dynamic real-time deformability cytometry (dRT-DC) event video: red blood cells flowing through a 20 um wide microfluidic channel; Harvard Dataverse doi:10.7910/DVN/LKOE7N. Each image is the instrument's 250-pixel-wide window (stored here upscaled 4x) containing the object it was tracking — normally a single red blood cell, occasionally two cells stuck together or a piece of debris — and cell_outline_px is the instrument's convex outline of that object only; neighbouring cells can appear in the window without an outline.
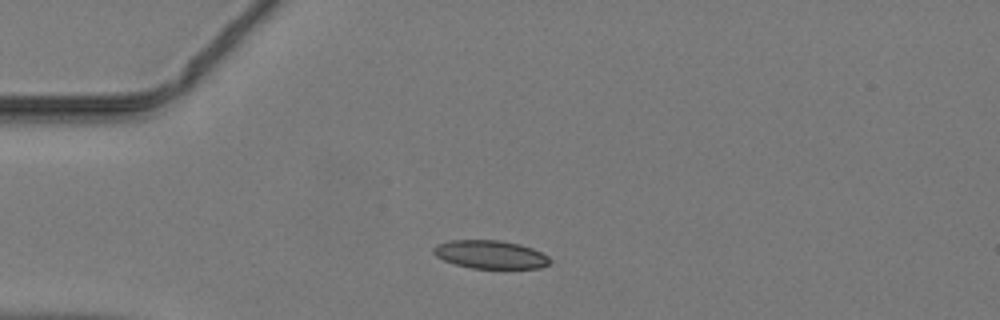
{"species": "common noctule bat (a hibernating species)", "species_latin": "Nyctalus noctula", "temperature_condition": "warm", "stored_images_in_passage": 36, "camera_frame_rate_fps": 3000, "um_per_image_px": 0.085, "animal": {"sex": "male", "body_mass_g": 19.2, "forearm_length_mm": 51.8}, "frame": {"image": 1, "passage_image": 1, "time_ms": 0.0, "image_size_px": [1000, 320], "cell_outline_px": [[552, 260], [548, 264], [540, 268], [472, 268], [456, 264], [444, 260], [436, 256], [432, 252], [432, 248], [436, 244], [448, 240], [500, 240], [520, 244], [532, 248], [548, 256]], "centroid_in_image_um": [41.66, 21.62], "position_along_channel_um": 43.3, "area_um2": 19.19}}
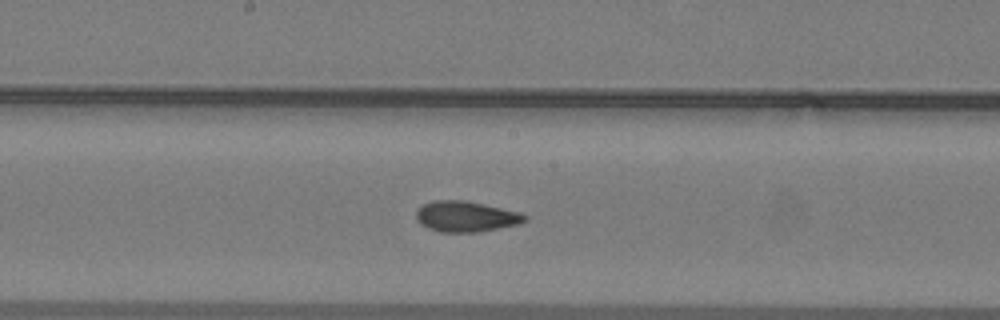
{"frame": {"image": 2, "passage_image": 14, "time_ms": 4.333, "image_size_px": [1000, 320], "cell_outline_px": [[528, 220], [520, 224], [480, 232], [440, 232], [428, 228], [420, 224], [416, 220], [416, 212], [424, 204], [432, 200], [464, 200], [484, 204], [520, 212], [528, 216]], "centroid_in_image_um": [39.63, 18.41], "position_along_channel_um": 208.6, "area_um2": 19.59}}
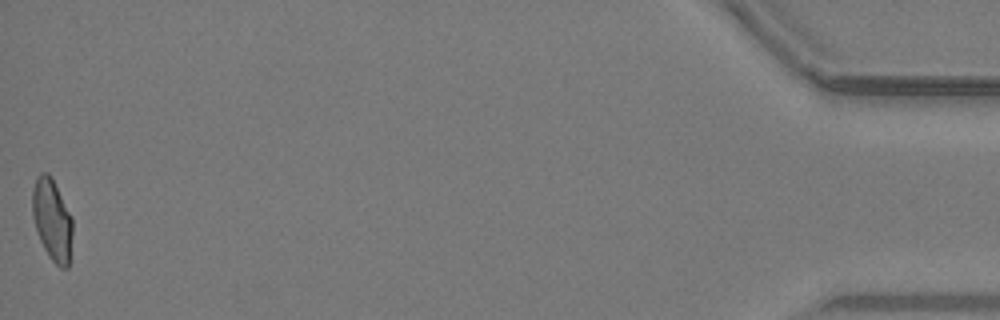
{"frame": {"image": 3, "passage_image": 36, "time_ms": 11.667, "image_size_px": [1000, 320], "cell_outline_px": [[72, 236], [68, 268], [60, 268], [48, 256], [40, 240], [32, 216], [32, 188], [36, 176], [40, 172], [48, 172], [72, 216]], "centroid_in_image_um": [4.42, 18.68], "position_along_channel_um": 430.8, "area_um2": 19.13}}